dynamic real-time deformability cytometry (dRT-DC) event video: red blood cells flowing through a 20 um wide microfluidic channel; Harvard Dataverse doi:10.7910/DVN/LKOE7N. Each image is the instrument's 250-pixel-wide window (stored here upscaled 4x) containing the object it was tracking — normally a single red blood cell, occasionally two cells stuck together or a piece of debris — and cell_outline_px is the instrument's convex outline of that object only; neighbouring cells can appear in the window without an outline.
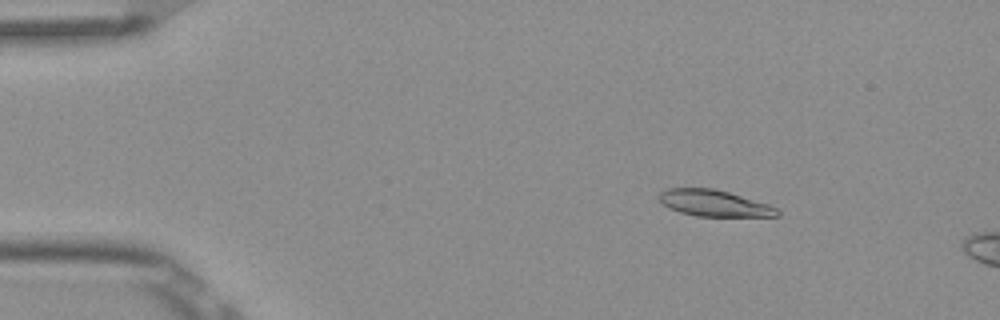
{"species": "Egyptian fruit bat (a non-hibernating species)", "species_latin": "Rousettus aegyptiacus", "temperature_condition": "room temperature", "stored_images_in_passage": 4, "camera_frame_rate_fps": 3000, "um_per_image_px": 0.085, "frame": {"image": 1, "passage_image": 2, "time_ms": 0.333, "image_size_px": [1000, 320], "cell_outline_px": [[780, 216], [696, 216], [680, 212], [668, 208], [660, 200], [660, 192], [668, 188], [716, 188], [768, 204], [776, 208], [780, 212]], "centroid_in_image_um": [60.7, 17.27], "position_along_channel_um": 24.3, "area_um2": 18.03}}